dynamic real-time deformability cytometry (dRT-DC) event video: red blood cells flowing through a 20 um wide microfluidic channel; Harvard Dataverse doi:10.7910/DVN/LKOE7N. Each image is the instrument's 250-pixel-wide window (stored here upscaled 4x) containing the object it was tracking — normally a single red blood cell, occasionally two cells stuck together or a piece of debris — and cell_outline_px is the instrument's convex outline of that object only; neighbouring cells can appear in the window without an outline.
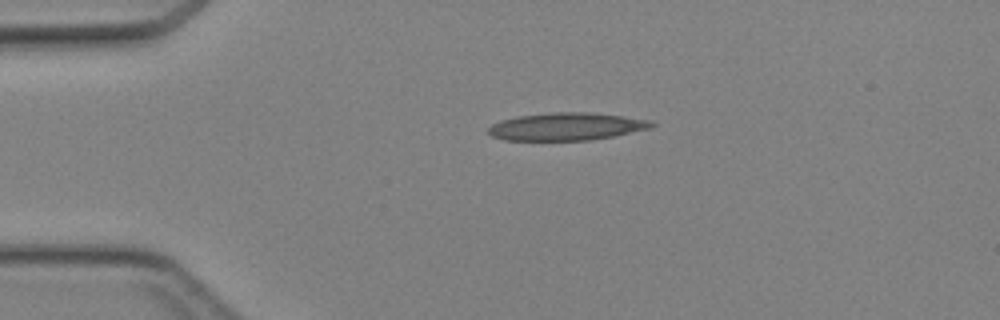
{"species": "Egyptian fruit bat (a non-hibernating species)", "species_latin": "Rousettus aegyptiacus", "temperature_condition": "cold", "stored_images_in_passage": 36, "camera_frame_rate_fps": 3000, "um_per_image_px": 0.085, "animal": {"sex": "female"}, "frame": {"image": 1, "passage_image": 1, "time_ms": 0.0, "image_size_px": [1000, 320], "cell_outline_px": [[656, 124], [652, 128], [592, 140], [504, 140], [492, 136], [488, 132], [488, 128], [492, 124], [500, 120], [520, 116], [552, 112], [588, 112], [652, 120]], "centroid_in_image_um": [48.16, 10.76], "position_along_channel_um": 36.8, "area_um2": 26.18}}
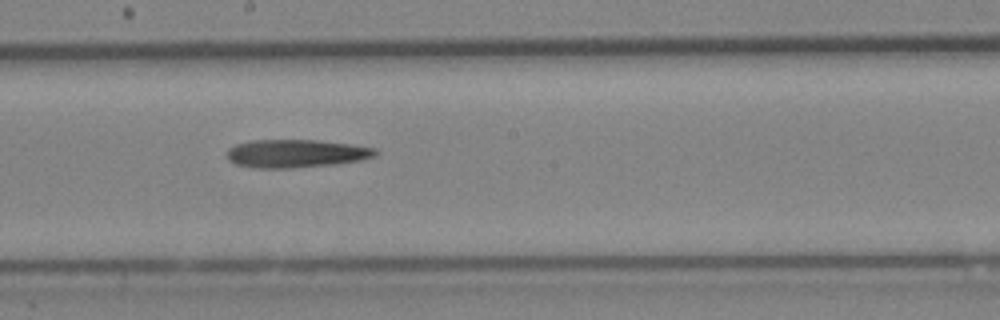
{"frame": {"image": 2, "passage_image": 16, "time_ms": 5.0, "image_size_px": [1000, 320], "cell_outline_px": [[380, 152], [376, 156], [360, 160], [336, 164], [292, 168], [252, 168], [236, 164], [228, 160], [228, 148], [236, 144], [248, 140], [320, 140], [352, 144], [376, 148]], "centroid_in_image_um": [25.19, 13.04], "position_along_channel_um": 223.0, "area_um2": 24.62}}
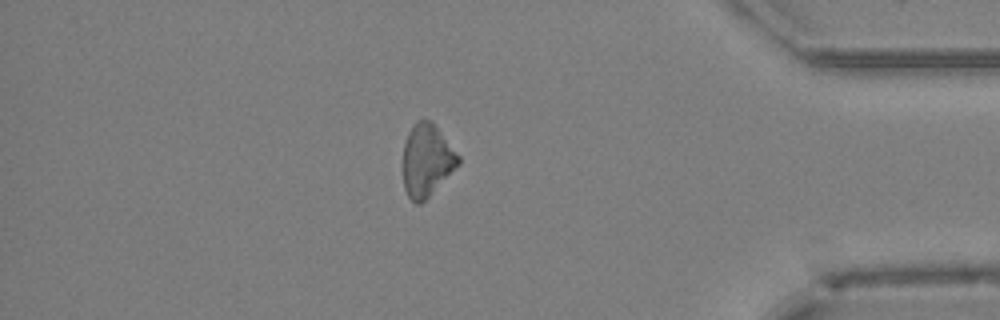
{"frame": {"image": 3, "passage_image": 30, "time_ms": 9.667, "image_size_px": [1000, 320], "cell_outline_px": [[460, 164], [420, 204], [416, 204], [408, 196], [404, 188], [404, 144], [408, 132], [412, 124], [416, 120], [432, 120], [460, 156]], "centroid_in_image_um": [36.28, 13.59], "position_along_channel_um": 398.9, "area_um2": 23.18}}